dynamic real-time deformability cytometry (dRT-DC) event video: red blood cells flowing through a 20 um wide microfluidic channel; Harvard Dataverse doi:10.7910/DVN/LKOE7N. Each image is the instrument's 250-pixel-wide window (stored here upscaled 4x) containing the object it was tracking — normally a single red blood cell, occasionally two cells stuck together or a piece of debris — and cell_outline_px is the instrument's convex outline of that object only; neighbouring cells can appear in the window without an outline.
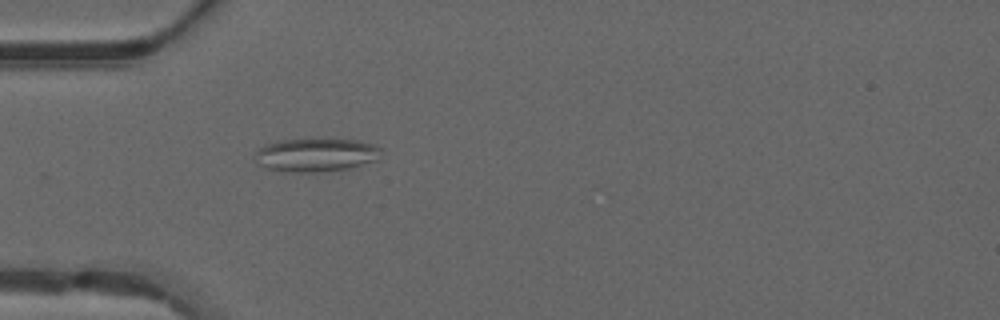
{"species": "common noctule bat (a hibernating species)", "species_latin": "Nyctalus noctula", "temperature_condition": "warm", "stored_images_in_passage": 15, "camera_frame_rate_fps": 3000, "um_per_image_px": 0.085, "animal": {"sex": "male", "forearm_length_mm": 52.5}, "frame": {"image": 1, "passage_image": 1, "time_ms": 0.0, "image_size_px": [1000, 320], "cell_outline_px": [[380, 148], [376, 160], [348, 168], [312, 172], [296, 172], [268, 168], [256, 164], [256, 152], [264, 144], [280, 140], [356, 140], [372, 144]], "centroid_in_image_um": [26.81, 13.17], "position_along_channel_um": 58.2, "area_um2": 23.81}}